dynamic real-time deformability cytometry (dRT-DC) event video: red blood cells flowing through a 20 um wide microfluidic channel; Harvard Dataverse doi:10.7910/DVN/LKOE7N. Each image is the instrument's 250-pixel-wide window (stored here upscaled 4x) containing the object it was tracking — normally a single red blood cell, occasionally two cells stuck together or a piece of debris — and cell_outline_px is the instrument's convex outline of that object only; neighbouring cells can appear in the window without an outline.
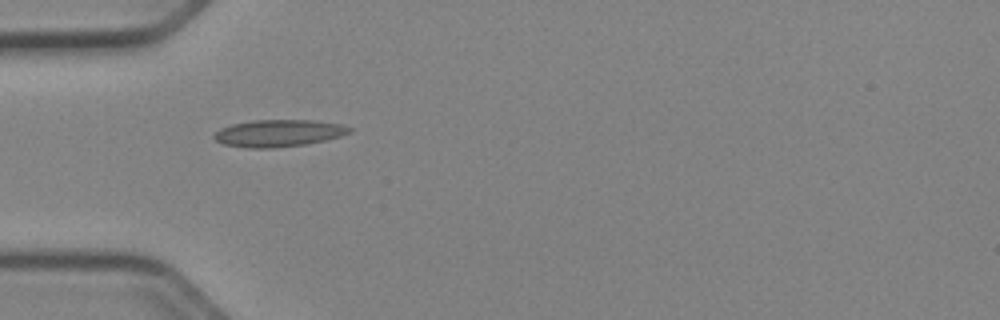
{"species": "Egyptian fruit bat (a non-hibernating species)", "species_latin": "Rousettus aegyptiacus", "temperature_condition": "cold", "stored_images_in_passage": 33, "camera_frame_rate_fps": 3000, "um_per_image_px": 0.085, "animal": {"sex": "female"}, "frame": {"image": 1, "passage_image": 1, "time_ms": 0.0, "image_size_px": [1000, 320], "cell_outline_px": [[352, 132], [340, 136], [324, 140], [304, 144], [272, 148], [248, 148], [224, 144], [216, 140], [212, 136], [220, 128], [232, 124], [252, 120], [316, 120], [340, 124], [352, 128]], "centroid_in_image_um": [23.67, 11.31], "position_along_channel_um": 61.3, "area_um2": 21.27}}
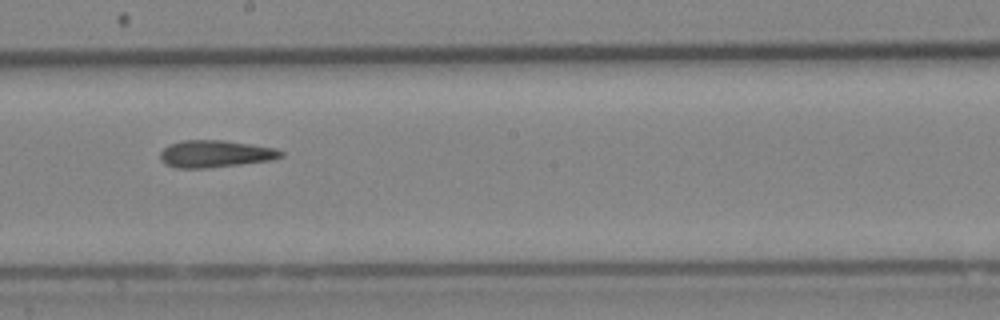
{"frame": {"image": 2, "passage_image": 14, "time_ms": 4.333, "image_size_px": [1000, 320], "cell_outline_px": [[284, 156], [272, 160], [208, 168], [176, 168], [164, 164], [160, 160], [160, 152], [164, 148], [172, 144], [184, 140], [224, 140], [252, 144], [276, 148], [284, 152]], "centroid_in_image_um": [18.32, 13.08], "position_along_channel_um": 229.9, "area_um2": 19.19}}
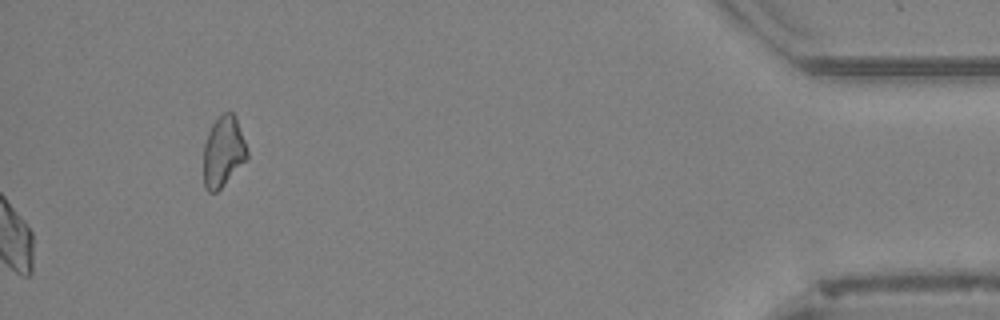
{"frame": {"image": 3, "passage_image": 33, "time_ms": 10.667, "image_size_px": [1000, 320], "cell_outline_px": [[248, 160], [216, 192], [208, 192], [204, 188], [204, 144], [208, 132], [212, 124], [224, 112], [232, 112], [236, 116], [248, 152]], "centroid_in_image_um": [18.99, 12.9], "position_along_channel_um": 416.2, "area_um2": 17.98}, "authors_computed_cell_mechanics": {"area_um2": 19.4208, "velocity_mm_per_s": 3.9736, "shape_relaxation_time_tau1_ms": null, "shape_relaxation_time_tau2_ms": 6.1399, "deformation_change_tau1": null, "deformation_change_tau2": 0.133}}